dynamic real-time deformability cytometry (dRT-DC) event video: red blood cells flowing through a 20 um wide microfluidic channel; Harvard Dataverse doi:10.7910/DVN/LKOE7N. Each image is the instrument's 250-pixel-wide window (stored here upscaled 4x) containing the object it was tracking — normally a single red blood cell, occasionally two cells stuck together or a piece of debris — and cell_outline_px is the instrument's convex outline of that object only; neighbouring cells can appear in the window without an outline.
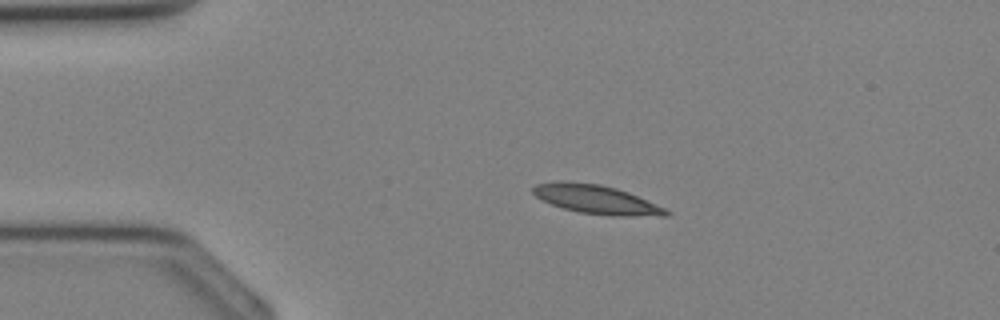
{"species": "Egyptian fruit bat (a non-hibernating species)", "species_latin": "Rousettus aegyptiacus", "temperature_condition": "cold", "stored_images_in_passage": 33, "camera_frame_rate_fps": 3000, "um_per_image_px": 0.085, "animal": {"sex": "female"}, "frame": {"image": 1, "passage_image": 5, "time_ms": 1.333, "image_size_px": [1000, 320], "cell_outline_px": [[672, 212], [668, 216], [616, 216], [580, 212], [564, 208], [552, 204], [536, 196], [532, 192], [532, 188], [536, 184], [556, 180], [560, 180], [600, 184], [616, 188], [628, 192], [664, 208]], "centroid_in_image_um": [50.68, 16.94], "position_along_channel_um": 34.3, "area_um2": 22.25}}
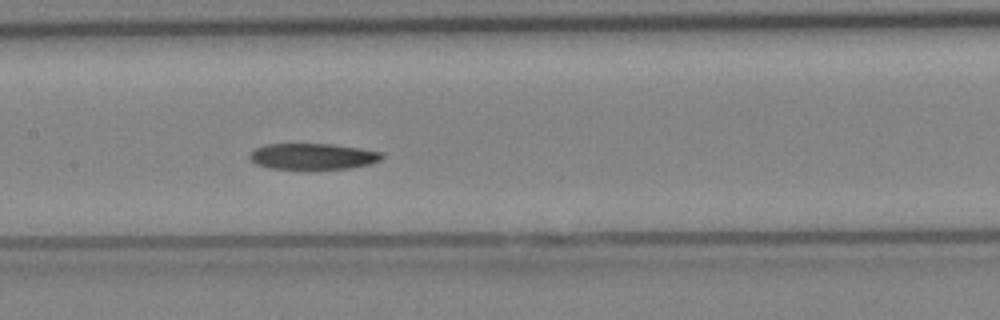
{"frame": {"image": 2, "passage_image": 15, "time_ms": 4.667, "image_size_px": [1000, 320], "cell_outline_px": [[384, 156], [380, 160], [368, 164], [352, 168], [304, 172], [268, 168], [256, 164], [248, 156], [256, 148], [264, 144], [332, 144], [360, 148], [384, 152]], "centroid_in_image_um": [26.59, 13.34], "position_along_channel_um": 180.8, "area_um2": 21.1}}
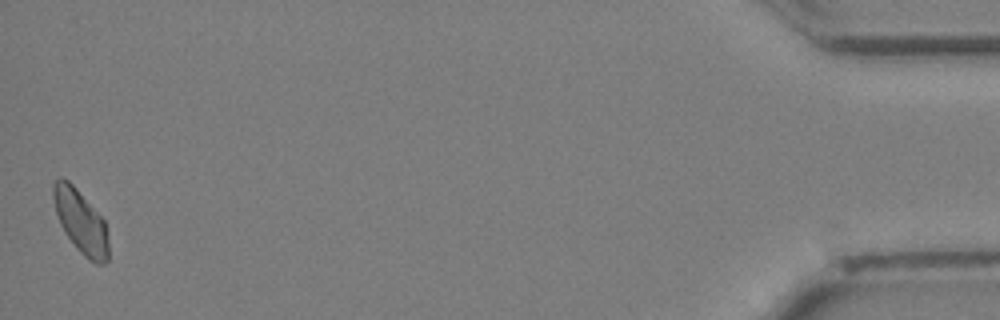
{"frame": {"image": 3, "passage_image": 33, "time_ms": 10.667, "image_size_px": [1000, 320], "cell_outline_px": [[108, 260], [104, 264], [96, 264], [88, 260], [76, 248], [64, 232], [60, 224], [56, 212], [52, 196], [52, 184], [60, 176], [68, 180], [76, 188], [104, 220], [108, 240]], "centroid_in_image_um": [6.84, 18.85], "position_along_channel_um": 428.4, "area_um2": 20.35}}